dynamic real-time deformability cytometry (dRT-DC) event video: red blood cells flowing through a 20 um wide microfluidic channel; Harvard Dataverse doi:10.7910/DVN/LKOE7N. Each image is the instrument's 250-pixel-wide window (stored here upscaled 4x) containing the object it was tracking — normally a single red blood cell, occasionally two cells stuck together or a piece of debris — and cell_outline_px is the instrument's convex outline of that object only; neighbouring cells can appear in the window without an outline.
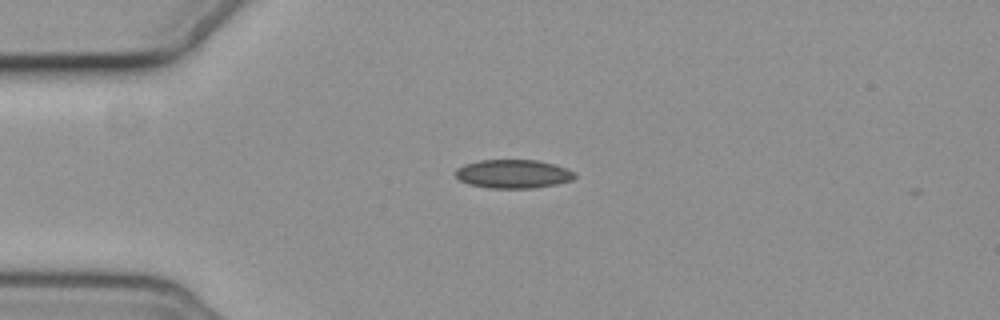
{"species": "common noctule bat (a hibernating species)", "species_latin": "Nyctalus noctula", "temperature_condition": "cold", "stored_images_in_passage": 3, "camera_frame_rate_fps": 3000, "um_per_image_px": 0.085, "animal": {"sex": "female", "body_mass_g": 19.3, "forearm_length_mm": 54.1}, "frame": {"image": 1, "passage_image": 3, "time_ms": 2.333, "image_size_px": [1000, 320], "cell_outline_px": [[576, 176], [572, 180], [556, 184], [532, 188], [488, 188], [468, 184], [460, 180], [456, 176], [456, 168], [464, 164], [480, 160], [536, 160], [556, 164], [568, 168], [576, 172]], "centroid_in_image_um": [43.64, 14.78], "position_along_channel_um": 41.4, "area_um2": 20.06}}